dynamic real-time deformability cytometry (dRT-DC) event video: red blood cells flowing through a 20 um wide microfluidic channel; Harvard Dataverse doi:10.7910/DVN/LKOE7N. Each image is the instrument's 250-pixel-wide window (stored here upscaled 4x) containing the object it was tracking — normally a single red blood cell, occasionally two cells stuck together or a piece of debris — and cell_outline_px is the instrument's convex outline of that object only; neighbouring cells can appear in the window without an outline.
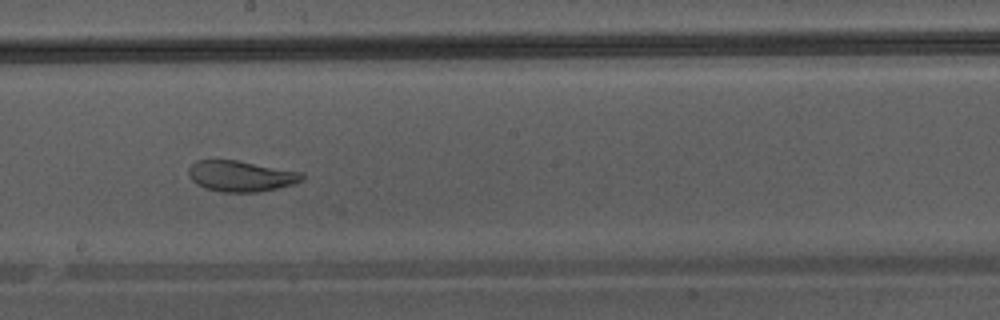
{"species": "Egyptian fruit bat (a non-hibernating species)", "species_latin": "Rousettus aegyptiacus", "temperature_condition": "warm", "stored_images_in_passage": 47, "camera_frame_rate_fps": 3000, "um_per_image_px": 0.085, "animal": {"sex": "male"}, "frame": {"image": 1, "passage_image": 27, "time_ms": 8.667, "image_size_px": [1000, 320], "cell_outline_px": [[304, 180], [292, 184], [276, 188], [256, 192], [224, 192], [204, 188], [196, 184], [188, 176], [188, 168], [196, 160], [236, 160], [304, 172]], "centroid_in_image_um": [20.47, 14.96], "position_along_channel_um": 227.7, "area_um2": 20.46}}